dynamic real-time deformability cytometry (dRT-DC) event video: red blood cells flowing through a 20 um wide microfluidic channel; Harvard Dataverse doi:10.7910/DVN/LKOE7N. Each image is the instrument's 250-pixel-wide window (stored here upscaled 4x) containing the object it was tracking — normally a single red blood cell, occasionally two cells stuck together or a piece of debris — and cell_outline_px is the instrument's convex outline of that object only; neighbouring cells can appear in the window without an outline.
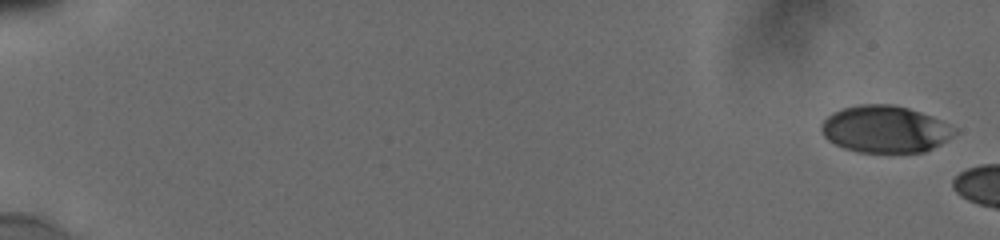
{"species": "human", "species_latin": "Homo sapiens", "temperature_condition": "cold", "stored_images_in_passage": 6, "camera_frame_rate_fps": 3000, "um_per_image_px": 0.085, "donor": {"sex": "male"}, "frame": {"image": 1, "passage_image": 1, "time_ms": 0.0, "image_size_px": [1000, 240], "cell_outline_px": [[956, 132], [948, 140], [924, 152], [856, 152], [844, 148], [828, 140], [820, 132], [820, 124], [832, 112], [840, 108], [856, 104], [892, 104], [908, 108], [932, 116], [956, 128]], "centroid_in_image_um": [75.19, 10.97], "position_along_channel_um": 9.8, "area_um2": 36.65}}